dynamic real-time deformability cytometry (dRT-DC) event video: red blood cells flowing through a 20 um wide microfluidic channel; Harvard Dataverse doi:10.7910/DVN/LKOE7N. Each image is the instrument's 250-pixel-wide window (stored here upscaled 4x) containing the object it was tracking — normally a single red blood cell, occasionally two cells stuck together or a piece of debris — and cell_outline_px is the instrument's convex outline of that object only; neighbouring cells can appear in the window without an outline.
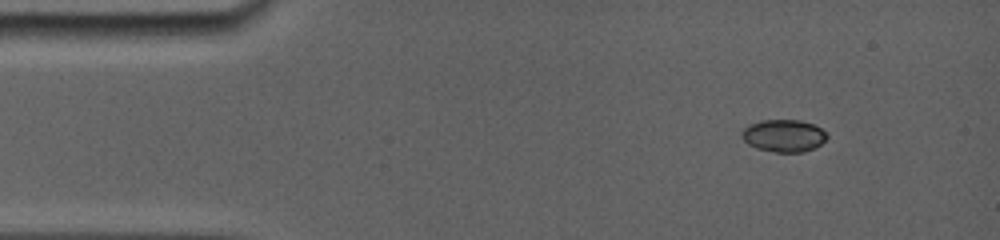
{"species": "common noctule bat (a hibernating species)", "species_latin": "Nyctalus noctula", "temperature_condition": "room temperature", "stored_images_in_passage": 37, "camera_frame_rate_fps": 5000, "um_per_image_px": 0.085, "animal": {"sex": "female", "body_mass_g": 19.0, "forearm_length_mm": 56.7}, "frame": {"image": 1, "passage_image": 1, "time_ms": 0.0, "image_size_px": [1000, 240], "cell_outline_px": [[828, 136], [820, 144], [804, 152], [776, 152], [756, 148], [748, 144], [740, 136], [740, 132], [748, 124], [760, 120], [800, 120], [812, 124], [820, 128]], "centroid_in_image_um": [66.56, 11.52], "position_along_channel_um": 18.4, "area_um2": 16.01}}
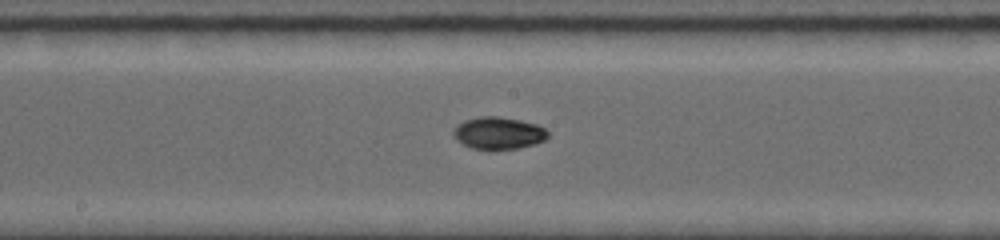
{"frame": {"image": 2, "passage_image": 21, "time_ms": 6.8, "image_size_px": [1000, 240], "cell_outline_px": [[548, 136], [544, 140], [536, 144], [520, 148], [492, 152], [472, 148], [456, 140], [452, 132], [464, 120], [480, 116], [496, 116], [520, 120], [536, 124], [544, 128], [548, 132]], "centroid_in_image_um": [42.38, 11.35], "position_along_channel_um": 205.8, "area_um2": 18.09}}
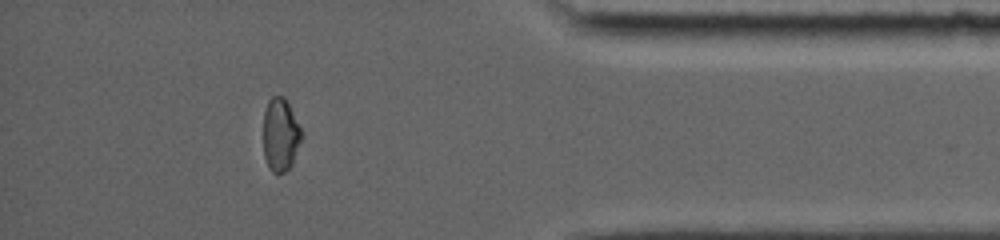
{"frame": {"image": 3, "passage_image": 37, "time_ms": 12.6, "image_size_px": [1000, 240], "cell_outline_px": [[300, 140], [292, 164], [284, 172], [272, 172], [268, 168], [264, 156], [264, 112], [268, 100], [272, 96], [284, 96], [300, 128]], "centroid_in_image_um": [23.8, 11.45], "position_along_channel_um": 411.4, "area_um2": 15.84}, "authors_computed_cell_mechanics": {"area_um2": 16.8776, "velocity_mm_per_s": 3.8865, "shape_relaxation_time_tau1_ms": 6.0442, "shape_relaxation_time_tau2_ms": 3.2357, "deformation_change_tau1": 0.2078, "deformation_change_tau2": 0.0298}}